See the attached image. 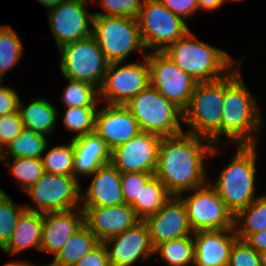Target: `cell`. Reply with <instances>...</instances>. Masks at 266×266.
I'll return each instance as SVG.
<instances>
[{
	"label": "cell",
	"mask_w": 266,
	"mask_h": 266,
	"mask_svg": "<svg viewBox=\"0 0 266 266\" xmlns=\"http://www.w3.org/2000/svg\"><path fill=\"white\" fill-rule=\"evenodd\" d=\"M217 147L208 139L187 132L162 137L155 176L171 195L190 193L207 183L203 159L214 156Z\"/></svg>",
	"instance_id": "obj_1"
},
{
	"label": "cell",
	"mask_w": 266,
	"mask_h": 266,
	"mask_svg": "<svg viewBox=\"0 0 266 266\" xmlns=\"http://www.w3.org/2000/svg\"><path fill=\"white\" fill-rule=\"evenodd\" d=\"M240 62L224 76V102L221 135L237 145H257L253 133L264 126L256 98L246 87L240 75Z\"/></svg>",
	"instance_id": "obj_2"
},
{
	"label": "cell",
	"mask_w": 266,
	"mask_h": 266,
	"mask_svg": "<svg viewBox=\"0 0 266 266\" xmlns=\"http://www.w3.org/2000/svg\"><path fill=\"white\" fill-rule=\"evenodd\" d=\"M163 52L197 83L218 80L241 62L233 60L224 50L198 40L191 30Z\"/></svg>",
	"instance_id": "obj_3"
},
{
	"label": "cell",
	"mask_w": 266,
	"mask_h": 266,
	"mask_svg": "<svg viewBox=\"0 0 266 266\" xmlns=\"http://www.w3.org/2000/svg\"><path fill=\"white\" fill-rule=\"evenodd\" d=\"M256 147V145H237V151L231 162L221 171L216 182L211 183L234 216L257 198Z\"/></svg>",
	"instance_id": "obj_4"
},
{
	"label": "cell",
	"mask_w": 266,
	"mask_h": 266,
	"mask_svg": "<svg viewBox=\"0 0 266 266\" xmlns=\"http://www.w3.org/2000/svg\"><path fill=\"white\" fill-rule=\"evenodd\" d=\"M224 102V77L209 82H198L183 122L189 126L187 133L208 139L214 146H220L221 118Z\"/></svg>",
	"instance_id": "obj_5"
},
{
	"label": "cell",
	"mask_w": 266,
	"mask_h": 266,
	"mask_svg": "<svg viewBox=\"0 0 266 266\" xmlns=\"http://www.w3.org/2000/svg\"><path fill=\"white\" fill-rule=\"evenodd\" d=\"M125 106L137 120L140 131L160 137L184 132L180 124L183 112L151 85L132 97Z\"/></svg>",
	"instance_id": "obj_6"
},
{
	"label": "cell",
	"mask_w": 266,
	"mask_h": 266,
	"mask_svg": "<svg viewBox=\"0 0 266 266\" xmlns=\"http://www.w3.org/2000/svg\"><path fill=\"white\" fill-rule=\"evenodd\" d=\"M92 26V36L109 63H122L135 51H142L144 56L147 55L137 19L94 15Z\"/></svg>",
	"instance_id": "obj_7"
},
{
	"label": "cell",
	"mask_w": 266,
	"mask_h": 266,
	"mask_svg": "<svg viewBox=\"0 0 266 266\" xmlns=\"http://www.w3.org/2000/svg\"><path fill=\"white\" fill-rule=\"evenodd\" d=\"M137 20L143 45L150 52L165 51L190 30L181 17L159 0H143Z\"/></svg>",
	"instance_id": "obj_8"
},
{
	"label": "cell",
	"mask_w": 266,
	"mask_h": 266,
	"mask_svg": "<svg viewBox=\"0 0 266 266\" xmlns=\"http://www.w3.org/2000/svg\"><path fill=\"white\" fill-rule=\"evenodd\" d=\"M60 70L65 78L101 87L109 62L93 36L59 48Z\"/></svg>",
	"instance_id": "obj_9"
},
{
	"label": "cell",
	"mask_w": 266,
	"mask_h": 266,
	"mask_svg": "<svg viewBox=\"0 0 266 266\" xmlns=\"http://www.w3.org/2000/svg\"><path fill=\"white\" fill-rule=\"evenodd\" d=\"M25 192L36 206L25 204L28 211L45 214L81 207V186L74 176L44 172Z\"/></svg>",
	"instance_id": "obj_10"
},
{
	"label": "cell",
	"mask_w": 266,
	"mask_h": 266,
	"mask_svg": "<svg viewBox=\"0 0 266 266\" xmlns=\"http://www.w3.org/2000/svg\"><path fill=\"white\" fill-rule=\"evenodd\" d=\"M150 85L184 112L197 82L164 52H147Z\"/></svg>",
	"instance_id": "obj_11"
},
{
	"label": "cell",
	"mask_w": 266,
	"mask_h": 266,
	"mask_svg": "<svg viewBox=\"0 0 266 266\" xmlns=\"http://www.w3.org/2000/svg\"><path fill=\"white\" fill-rule=\"evenodd\" d=\"M192 191L193 193L188 194L187 197L185 195L179 196L186 206L193 232L226 230L235 227L233 213L226 207L211 182L208 181Z\"/></svg>",
	"instance_id": "obj_12"
},
{
	"label": "cell",
	"mask_w": 266,
	"mask_h": 266,
	"mask_svg": "<svg viewBox=\"0 0 266 266\" xmlns=\"http://www.w3.org/2000/svg\"><path fill=\"white\" fill-rule=\"evenodd\" d=\"M144 63H109L101 87L99 100L110 105H126L128 101L150 85L146 56ZM119 67V68H118Z\"/></svg>",
	"instance_id": "obj_13"
},
{
	"label": "cell",
	"mask_w": 266,
	"mask_h": 266,
	"mask_svg": "<svg viewBox=\"0 0 266 266\" xmlns=\"http://www.w3.org/2000/svg\"><path fill=\"white\" fill-rule=\"evenodd\" d=\"M92 0H64L48 10V21L58 49L92 36L94 13L85 9Z\"/></svg>",
	"instance_id": "obj_14"
},
{
	"label": "cell",
	"mask_w": 266,
	"mask_h": 266,
	"mask_svg": "<svg viewBox=\"0 0 266 266\" xmlns=\"http://www.w3.org/2000/svg\"><path fill=\"white\" fill-rule=\"evenodd\" d=\"M162 137L140 131L131 140L111 151V164L120 173L143 172L155 175Z\"/></svg>",
	"instance_id": "obj_15"
},
{
	"label": "cell",
	"mask_w": 266,
	"mask_h": 266,
	"mask_svg": "<svg viewBox=\"0 0 266 266\" xmlns=\"http://www.w3.org/2000/svg\"><path fill=\"white\" fill-rule=\"evenodd\" d=\"M154 249L164 242L193 235L187 209L180 196L172 195L155 214L143 220Z\"/></svg>",
	"instance_id": "obj_16"
},
{
	"label": "cell",
	"mask_w": 266,
	"mask_h": 266,
	"mask_svg": "<svg viewBox=\"0 0 266 266\" xmlns=\"http://www.w3.org/2000/svg\"><path fill=\"white\" fill-rule=\"evenodd\" d=\"M103 244L110 266H132L139 258L147 260L155 254L148 227L143 220L123 233L108 238Z\"/></svg>",
	"instance_id": "obj_17"
},
{
	"label": "cell",
	"mask_w": 266,
	"mask_h": 266,
	"mask_svg": "<svg viewBox=\"0 0 266 266\" xmlns=\"http://www.w3.org/2000/svg\"><path fill=\"white\" fill-rule=\"evenodd\" d=\"M81 209L84 212V224L102 243L140 221L130 205L125 203L107 207L81 206Z\"/></svg>",
	"instance_id": "obj_18"
},
{
	"label": "cell",
	"mask_w": 266,
	"mask_h": 266,
	"mask_svg": "<svg viewBox=\"0 0 266 266\" xmlns=\"http://www.w3.org/2000/svg\"><path fill=\"white\" fill-rule=\"evenodd\" d=\"M110 151L131 140L140 132L137 120L125 105L107 104L97 110L94 130Z\"/></svg>",
	"instance_id": "obj_19"
},
{
	"label": "cell",
	"mask_w": 266,
	"mask_h": 266,
	"mask_svg": "<svg viewBox=\"0 0 266 266\" xmlns=\"http://www.w3.org/2000/svg\"><path fill=\"white\" fill-rule=\"evenodd\" d=\"M237 239L235 228L194 232V266H228Z\"/></svg>",
	"instance_id": "obj_20"
},
{
	"label": "cell",
	"mask_w": 266,
	"mask_h": 266,
	"mask_svg": "<svg viewBox=\"0 0 266 266\" xmlns=\"http://www.w3.org/2000/svg\"><path fill=\"white\" fill-rule=\"evenodd\" d=\"M84 225V212L80 208L43 214L40 251L55 256L72 235Z\"/></svg>",
	"instance_id": "obj_21"
},
{
	"label": "cell",
	"mask_w": 266,
	"mask_h": 266,
	"mask_svg": "<svg viewBox=\"0 0 266 266\" xmlns=\"http://www.w3.org/2000/svg\"><path fill=\"white\" fill-rule=\"evenodd\" d=\"M90 186L81 193V206H115L124 203L121 173L107 163L91 175Z\"/></svg>",
	"instance_id": "obj_22"
},
{
	"label": "cell",
	"mask_w": 266,
	"mask_h": 266,
	"mask_svg": "<svg viewBox=\"0 0 266 266\" xmlns=\"http://www.w3.org/2000/svg\"><path fill=\"white\" fill-rule=\"evenodd\" d=\"M74 146V177L91 176L99 167L111 162V151L94 131L72 139ZM80 174V176H79Z\"/></svg>",
	"instance_id": "obj_23"
},
{
	"label": "cell",
	"mask_w": 266,
	"mask_h": 266,
	"mask_svg": "<svg viewBox=\"0 0 266 266\" xmlns=\"http://www.w3.org/2000/svg\"><path fill=\"white\" fill-rule=\"evenodd\" d=\"M43 214L25 210L19 217L8 244L1 250L9 255H17L28 248L40 251Z\"/></svg>",
	"instance_id": "obj_24"
},
{
	"label": "cell",
	"mask_w": 266,
	"mask_h": 266,
	"mask_svg": "<svg viewBox=\"0 0 266 266\" xmlns=\"http://www.w3.org/2000/svg\"><path fill=\"white\" fill-rule=\"evenodd\" d=\"M18 112L24 128L45 136L54 132L58 117L57 109L45 99H32L27 107L19 100Z\"/></svg>",
	"instance_id": "obj_25"
},
{
	"label": "cell",
	"mask_w": 266,
	"mask_h": 266,
	"mask_svg": "<svg viewBox=\"0 0 266 266\" xmlns=\"http://www.w3.org/2000/svg\"><path fill=\"white\" fill-rule=\"evenodd\" d=\"M99 243L96 236L84 224L69 238L51 263L55 266H74Z\"/></svg>",
	"instance_id": "obj_26"
},
{
	"label": "cell",
	"mask_w": 266,
	"mask_h": 266,
	"mask_svg": "<svg viewBox=\"0 0 266 266\" xmlns=\"http://www.w3.org/2000/svg\"><path fill=\"white\" fill-rule=\"evenodd\" d=\"M238 239L245 240L250 234L266 230V194L254 199L234 216ZM240 225V227H238Z\"/></svg>",
	"instance_id": "obj_27"
},
{
	"label": "cell",
	"mask_w": 266,
	"mask_h": 266,
	"mask_svg": "<svg viewBox=\"0 0 266 266\" xmlns=\"http://www.w3.org/2000/svg\"><path fill=\"white\" fill-rule=\"evenodd\" d=\"M172 195L154 175L141 189L138 199L130 205L140 220L157 213Z\"/></svg>",
	"instance_id": "obj_28"
},
{
	"label": "cell",
	"mask_w": 266,
	"mask_h": 266,
	"mask_svg": "<svg viewBox=\"0 0 266 266\" xmlns=\"http://www.w3.org/2000/svg\"><path fill=\"white\" fill-rule=\"evenodd\" d=\"M48 143L45 135L24 128L0 153V159H8L9 154L13 158L25 157L41 159Z\"/></svg>",
	"instance_id": "obj_29"
},
{
	"label": "cell",
	"mask_w": 266,
	"mask_h": 266,
	"mask_svg": "<svg viewBox=\"0 0 266 266\" xmlns=\"http://www.w3.org/2000/svg\"><path fill=\"white\" fill-rule=\"evenodd\" d=\"M154 253H159L170 266H194L193 235L159 244Z\"/></svg>",
	"instance_id": "obj_30"
},
{
	"label": "cell",
	"mask_w": 266,
	"mask_h": 266,
	"mask_svg": "<svg viewBox=\"0 0 266 266\" xmlns=\"http://www.w3.org/2000/svg\"><path fill=\"white\" fill-rule=\"evenodd\" d=\"M45 148L41 158L44 171L56 175L74 176V146L72 139L67 145H58L52 149Z\"/></svg>",
	"instance_id": "obj_31"
},
{
	"label": "cell",
	"mask_w": 266,
	"mask_h": 266,
	"mask_svg": "<svg viewBox=\"0 0 266 266\" xmlns=\"http://www.w3.org/2000/svg\"><path fill=\"white\" fill-rule=\"evenodd\" d=\"M23 46L17 33L11 26L0 27V81L3 76L13 69L22 57Z\"/></svg>",
	"instance_id": "obj_32"
},
{
	"label": "cell",
	"mask_w": 266,
	"mask_h": 266,
	"mask_svg": "<svg viewBox=\"0 0 266 266\" xmlns=\"http://www.w3.org/2000/svg\"><path fill=\"white\" fill-rule=\"evenodd\" d=\"M10 168L9 172L17 178V182L23 191L33 186L44 174V166L42 160L38 158H14V162L9 159H0Z\"/></svg>",
	"instance_id": "obj_33"
},
{
	"label": "cell",
	"mask_w": 266,
	"mask_h": 266,
	"mask_svg": "<svg viewBox=\"0 0 266 266\" xmlns=\"http://www.w3.org/2000/svg\"><path fill=\"white\" fill-rule=\"evenodd\" d=\"M66 79L69 84L61 97L66 107H92L99 105V89L96 86L84 81Z\"/></svg>",
	"instance_id": "obj_34"
},
{
	"label": "cell",
	"mask_w": 266,
	"mask_h": 266,
	"mask_svg": "<svg viewBox=\"0 0 266 266\" xmlns=\"http://www.w3.org/2000/svg\"><path fill=\"white\" fill-rule=\"evenodd\" d=\"M97 110L98 106L66 108L62 121L66 130L76 132L72 139L94 132Z\"/></svg>",
	"instance_id": "obj_35"
},
{
	"label": "cell",
	"mask_w": 266,
	"mask_h": 266,
	"mask_svg": "<svg viewBox=\"0 0 266 266\" xmlns=\"http://www.w3.org/2000/svg\"><path fill=\"white\" fill-rule=\"evenodd\" d=\"M26 210L18 206L0 187V250L10 241L21 214Z\"/></svg>",
	"instance_id": "obj_36"
},
{
	"label": "cell",
	"mask_w": 266,
	"mask_h": 266,
	"mask_svg": "<svg viewBox=\"0 0 266 266\" xmlns=\"http://www.w3.org/2000/svg\"><path fill=\"white\" fill-rule=\"evenodd\" d=\"M95 2V0H92ZM98 1V0H97ZM143 0H101L100 5L106 13H94V15H105L115 17H130L138 19Z\"/></svg>",
	"instance_id": "obj_37"
},
{
	"label": "cell",
	"mask_w": 266,
	"mask_h": 266,
	"mask_svg": "<svg viewBox=\"0 0 266 266\" xmlns=\"http://www.w3.org/2000/svg\"><path fill=\"white\" fill-rule=\"evenodd\" d=\"M153 176L152 173L143 172L121 173L124 203L131 205L135 199H138L139 192Z\"/></svg>",
	"instance_id": "obj_38"
},
{
	"label": "cell",
	"mask_w": 266,
	"mask_h": 266,
	"mask_svg": "<svg viewBox=\"0 0 266 266\" xmlns=\"http://www.w3.org/2000/svg\"><path fill=\"white\" fill-rule=\"evenodd\" d=\"M228 266H261L260 255L246 241L237 239L232 246Z\"/></svg>",
	"instance_id": "obj_39"
},
{
	"label": "cell",
	"mask_w": 266,
	"mask_h": 266,
	"mask_svg": "<svg viewBox=\"0 0 266 266\" xmlns=\"http://www.w3.org/2000/svg\"><path fill=\"white\" fill-rule=\"evenodd\" d=\"M24 129L19 112L0 117V153Z\"/></svg>",
	"instance_id": "obj_40"
},
{
	"label": "cell",
	"mask_w": 266,
	"mask_h": 266,
	"mask_svg": "<svg viewBox=\"0 0 266 266\" xmlns=\"http://www.w3.org/2000/svg\"><path fill=\"white\" fill-rule=\"evenodd\" d=\"M173 14L178 15L184 21L189 19L199 10L197 0H159Z\"/></svg>",
	"instance_id": "obj_41"
},
{
	"label": "cell",
	"mask_w": 266,
	"mask_h": 266,
	"mask_svg": "<svg viewBox=\"0 0 266 266\" xmlns=\"http://www.w3.org/2000/svg\"><path fill=\"white\" fill-rule=\"evenodd\" d=\"M19 95L10 88V86H3L0 82V117L9 115L18 111Z\"/></svg>",
	"instance_id": "obj_42"
},
{
	"label": "cell",
	"mask_w": 266,
	"mask_h": 266,
	"mask_svg": "<svg viewBox=\"0 0 266 266\" xmlns=\"http://www.w3.org/2000/svg\"><path fill=\"white\" fill-rule=\"evenodd\" d=\"M74 266H110L105 245L100 242L94 249L83 256Z\"/></svg>",
	"instance_id": "obj_43"
},
{
	"label": "cell",
	"mask_w": 266,
	"mask_h": 266,
	"mask_svg": "<svg viewBox=\"0 0 266 266\" xmlns=\"http://www.w3.org/2000/svg\"><path fill=\"white\" fill-rule=\"evenodd\" d=\"M246 241L258 253L266 250V230L250 234Z\"/></svg>",
	"instance_id": "obj_44"
},
{
	"label": "cell",
	"mask_w": 266,
	"mask_h": 266,
	"mask_svg": "<svg viewBox=\"0 0 266 266\" xmlns=\"http://www.w3.org/2000/svg\"><path fill=\"white\" fill-rule=\"evenodd\" d=\"M199 9L203 11H213L220 8L225 0H197Z\"/></svg>",
	"instance_id": "obj_45"
},
{
	"label": "cell",
	"mask_w": 266,
	"mask_h": 266,
	"mask_svg": "<svg viewBox=\"0 0 266 266\" xmlns=\"http://www.w3.org/2000/svg\"><path fill=\"white\" fill-rule=\"evenodd\" d=\"M61 1H64V0H38L39 3L43 4V6H46L49 9L56 6Z\"/></svg>",
	"instance_id": "obj_46"
},
{
	"label": "cell",
	"mask_w": 266,
	"mask_h": 266,
	"mask_svg": "<svg viewBox=\"0 0 266 266\" xmlns=\"http://www.w3.org/2000/svg\"><path fill=\"white\" fill-rule=\"evenodd\" d=\"M3 266H35L32 263H29L27 261H17V262H9L7 264H4ZM40 266V265H39ZM44 266V265H42Z\"/></svg>",
	"instance_id": "obj_47"
},
{
	"label": "cell",
	"mask_w": 266,
	"mask_h": 266,
	"mask_svg": "<svg viewBox=\"0 0 266 266\" xmlns=\"http://www.w3.org/2000/svg\"><path fill=\"white\" fill-rule=\"evenodd\" d=\"M261 266H266V250L259 253Z\"/></svg>",
	"instance_id": "obj_48"
},
{
	"label": "cell",
	"mask_w": 266,
	"mask_h": 266,
	"mask_svg": "<svg viewBox=\"0 0 266 266\" xmlns=\"http://www.w3.org/2000/svg\"><path fill=\"white\" fill-rule=\"evenodd\" d=\"M226 1L238 2V1H242V0H225V2Z\"/></svg>",
	"instance_id": "obj_49"
},
{
	"label": "cell",
	"mask_w": 266,
	"mask_h": 266,
	"mask_svg": "<svg viewBox=\"0 0 266 266\" xmlns=\"http://www.w3.org/2000/svg\"><path fill=\"white\" fill-rule=\"evenodd\" d=\"M44 266H55V265H53V264L50 262V263H48V264H46V265H44Z\"/></svg>",
	"instance_id": "obj_50"
}]
</instances>
